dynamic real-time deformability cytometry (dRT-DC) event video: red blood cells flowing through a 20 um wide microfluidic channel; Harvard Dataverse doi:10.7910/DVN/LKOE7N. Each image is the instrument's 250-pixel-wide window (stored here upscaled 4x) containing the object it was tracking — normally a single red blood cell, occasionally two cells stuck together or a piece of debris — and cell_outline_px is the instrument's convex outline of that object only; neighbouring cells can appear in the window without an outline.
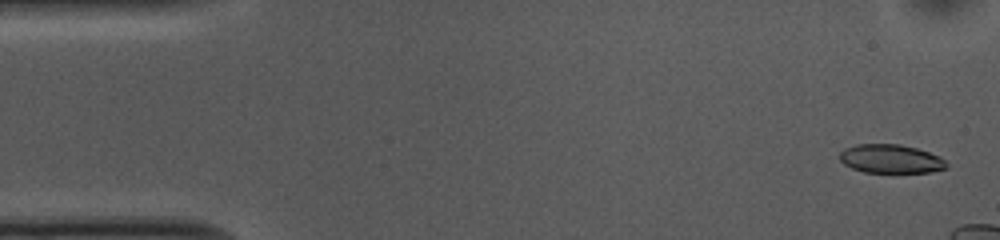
{"species": "common noctule bat (a hibernating species)", "species_latin": "Nyctalus noctula", "temperature_condition": "cold", "stored_images_in_passage": 10, "camera_frame_rate_fps": 3000, "um_per_image_px": 0.085, "animal": {"sex": "female", "body_mass_g": 10.0, "forearm_length_mm": 53.1}, "frame": {"image": 1, "passage_image": 2, "time_ms": 0.333, "image_size_px": [1000, 240], "cell_outline_px": [[948, 168], [932, 172], [864, 172], [852, 168], [844, 164], [840, 160], [840, 152], [844, 148], [856, 144], [900, 144], [916, 148], [940, 156], [948, 164]], "centroid_in_image_um": [75.72, 13.5], "position_along_channel_um": 9.3, "area_um2": 17.92}}